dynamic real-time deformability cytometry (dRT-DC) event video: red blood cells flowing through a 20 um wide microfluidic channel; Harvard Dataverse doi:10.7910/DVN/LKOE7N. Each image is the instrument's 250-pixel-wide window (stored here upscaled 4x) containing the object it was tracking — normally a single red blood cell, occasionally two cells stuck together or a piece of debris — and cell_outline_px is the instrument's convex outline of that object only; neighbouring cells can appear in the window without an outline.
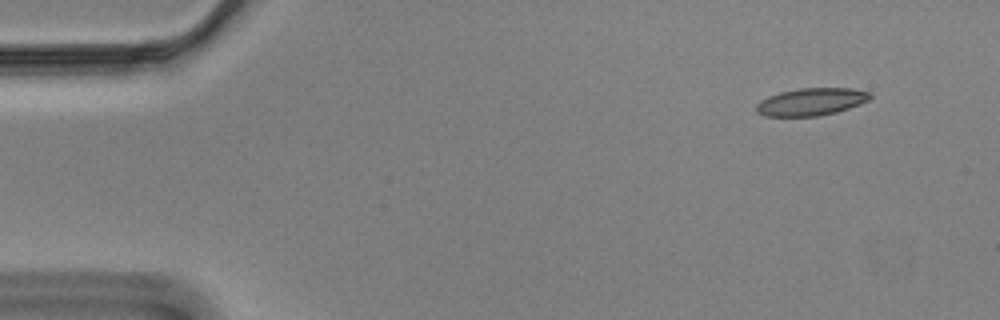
{"species": "Egyptian fruit bat (a non-hibernating species)", "species_latin": "Rousettus aegyptiacus", "temperature_condition": "cold", "stored_images_in_passage": 53, "camera_frame_rate_fps": 3000, "um_per_image_px": 0.085, "animal": {"sex": "male"}, "frame": {"image": 1, "passage_image": 1, "time_ms": 0.0, "image_size_px": [1000, 320], "cell_outline_px": [[872, 96], [868, 100], [860, 104], [836, 112], [820, 116], [764, 116], [756, 112], [756, 104], [760, 100], [768, 96], [780, 92], [800, 88], [852, 88], [872, 92]], "centroid_in_image_um": [68.95, 8.65], "position_along_channel_um": 16.0, "area_um2": 18.32}}
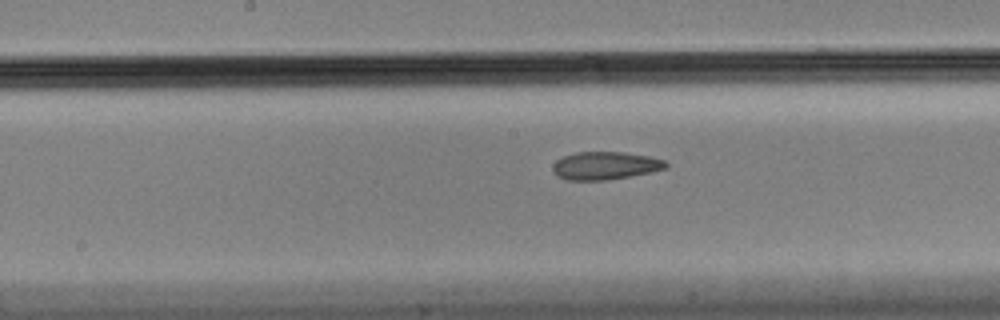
{"frame": {"image": 2, "passage_image": 25, "time_ms": 8.0, "image_size_px": [1000, 320], "cell_outline_px": [[668, 164], [664, 168], [652, 172], [604, 180], [568, 180], [556, 176], [552, 168], [552, 164], [556, 160], [564, 156], [576, 152], [624, 152], [648, 156], [664, 160]], "centroid_in_image_um": [51.4, 14.07], "position_along_channel_um": 196.8, "area_um2": 18.26}}
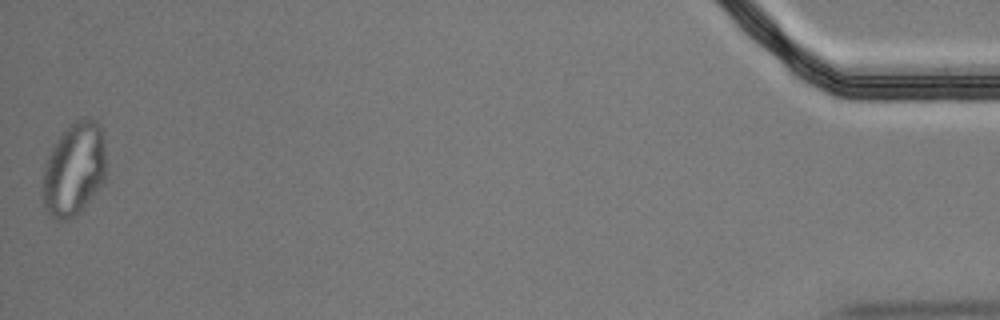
{"frame": {"image": 3, "passage_image": 53, "time_ms": 17.333, "image_size_px": [1000, 320], "cell_outline_px": [[104, 180], [80, 212], [64, 220], [56, 220], [48, 216], [44, 204], [44, 164], [52, 148], [60, 136], [76, 120], [84, 116], [96, 120], [100, 124], [104, 136]], "centroid_in_image_um": [6.3, 14.37], "position_along_channel_um": 428.9, "area_um2": 33.99}, "authors_computed_cell_mechanics": {"area_um2": 18.9584, "velocity_mm_per_s": 3.4853, "shape_relaxation_time_tau1_ms": null, "shape_relaxation_time_tau2_ms": 1.6007, "deformation_change_tau1": null, "deformation_change_tau2": 0.0635}}